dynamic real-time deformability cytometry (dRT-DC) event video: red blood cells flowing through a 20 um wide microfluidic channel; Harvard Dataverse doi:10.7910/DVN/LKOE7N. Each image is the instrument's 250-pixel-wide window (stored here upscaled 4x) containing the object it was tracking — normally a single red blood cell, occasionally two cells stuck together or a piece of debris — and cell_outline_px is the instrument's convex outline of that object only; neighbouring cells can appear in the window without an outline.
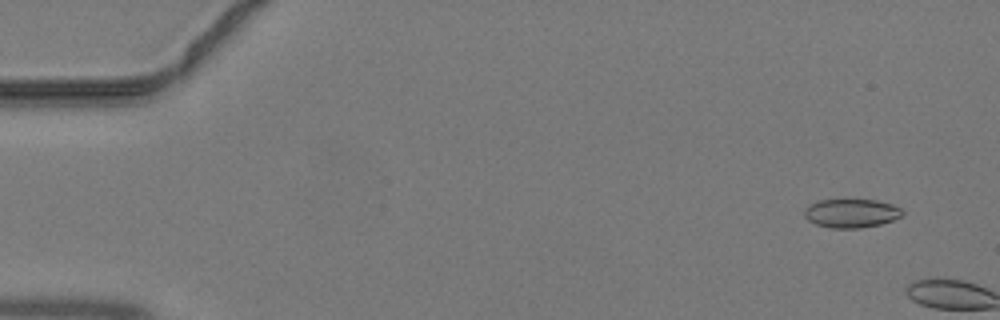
{"species": "common noctule bat (a hibernating species)", "species_latin": "Nyctalus noctula", "temperature_condition": "warm", "stored_images_in_passage": 5, "camera_frame_rate_fps": 3000, "um_per_image_px": 0.085, "animal": {"sex": "male", "body_mass_g": 19.2, "forearm_length_mm": 51.8}, "frame": {"image": 1, "passage_image": 3, "time_ms": 0.667, "image_size_px": [1000, 320], "cell_outline_px": [[904, 212], [900, 216], [892, 220], [880, 224], [860, 228], [832, 228], [816, 224], [808, 220], [804, 216], [804, 208], [808, 204], [816, 200], [876, 200], [892, 204], [900, 208]], "centroid_in_image_um": [72.32, 18.12], "position_along_channel_um": 12.7, "area_um2": 16.42}}